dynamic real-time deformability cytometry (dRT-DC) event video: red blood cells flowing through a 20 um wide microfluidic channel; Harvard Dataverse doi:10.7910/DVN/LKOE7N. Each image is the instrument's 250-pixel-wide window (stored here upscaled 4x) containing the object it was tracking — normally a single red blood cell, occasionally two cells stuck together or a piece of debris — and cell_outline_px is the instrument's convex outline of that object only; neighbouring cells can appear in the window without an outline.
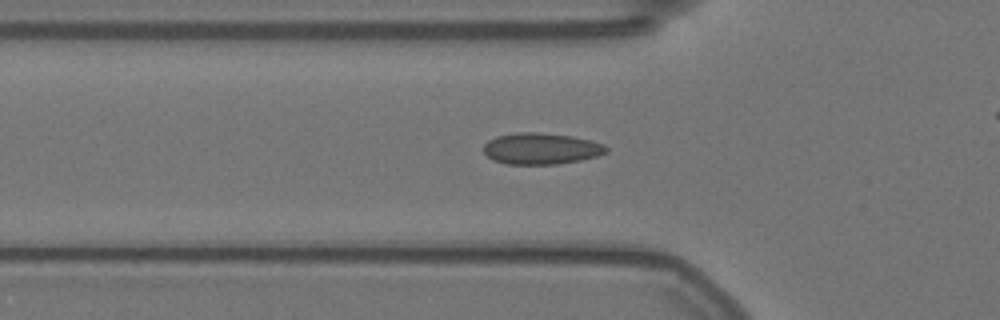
{"species": "Egyptian fruit bat (a non-hibernating species)", "species_latin": "Rousettus aegyptiacus", "temperature_condition": "warm", "stored_images_in_passage": 46, "camera_frame_rate_fps": 3000, "um_per_image_px": 0.085, "animal": {"sex": "female"}, "frame": {"image": 1, "passage_image": 18, "time_ms": 5.667, "image_size_px": [1000, 320], "cell_outline_px": [[608, 152], [596, 156], [580, 160], [556, 164], [504, 164], [492, 160], [484, 152], [484, 144], [488, 140], [496, 136], [516, 132], [536, 132], [572, 136], [604, 144], [608, 148]], "centroid_in_image_um": [45.97, 12.63], "position_along_channel_um": 79.8, "area_um2": 22.43}}
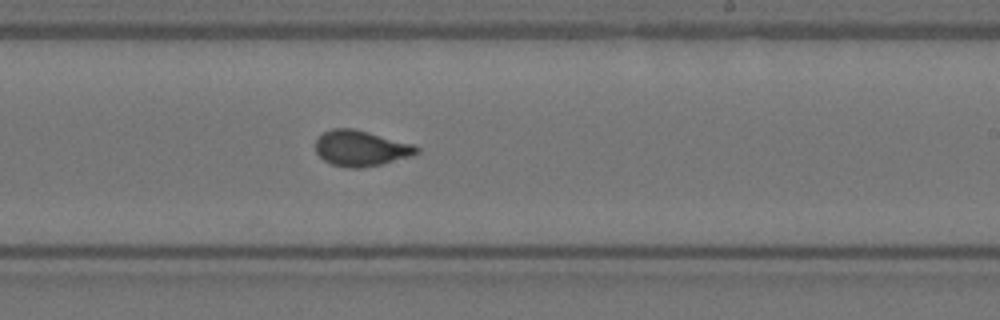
{"frame": {"image": 2, "passage_image": 33, "time_ms": 10.667, "image_size_px": [1000, 320], "cell_outline_px": [[420, 152], [416, 156], [380, 164], [360, 168], [348, 168], [332, 164], [324, 160], [316, 152], [316, 140], [324, 132], [332, 128], [352, 128], [368, 132], [412, 144], [420, 148]], "centroid_in_image_um": [30.71, 12.61], "position_along_channel_um": 258.3, "area_um2": 20.98}}
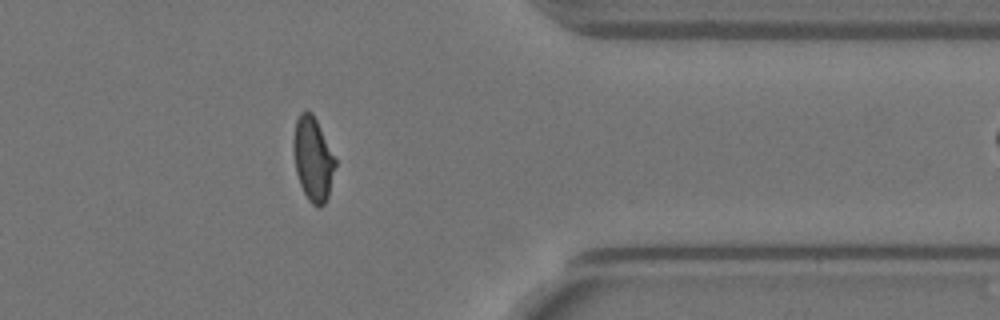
{"frame": {"image": 3, "passage_image": 45, "time_ms": 14.667, "image_size_px": [1000, 320], "cell_outline_px": [[336, 164], [328, 196], [324, 204], [320, 208], [312, 204], [308, 200], [300, 184], [296, 172], [292, 148], [292, 140], [296, 120], [300, 112], [312, 112], [336, 160]], "centroid_in_image_um": [26.58, 13.53], "position_along_channel_um": 384.8, "area_um2": 20.35}}